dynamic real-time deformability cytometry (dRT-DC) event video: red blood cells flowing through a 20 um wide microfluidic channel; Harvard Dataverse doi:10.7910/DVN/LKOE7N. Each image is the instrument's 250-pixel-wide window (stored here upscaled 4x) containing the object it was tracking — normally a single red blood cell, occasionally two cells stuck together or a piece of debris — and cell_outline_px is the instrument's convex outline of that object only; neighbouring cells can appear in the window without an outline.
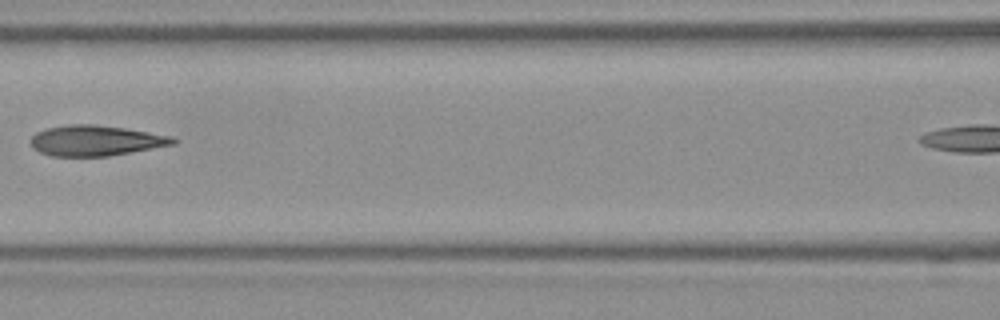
{"species": "Egyptian fruit bat (a non-hibernating species)", "species_latin": "Rousettus aegyptiacus", "temperature_condition": "room temperature", "stored_images_in_passage": 7, "segment_of_instrument_passage": [1, 2], "camera_frame_rate_fps": 3000, "um_per_image_px": 0.085, "frame": {"image": 1, "passage_image": 5, "time_ms": 1.333, "image_size_px": [1000, 320], "cell_outline_px": [[180, 140], [176, 144], [108, 156], [52, 156], [40, 152], [32, 148], [32, 136], [36, 132], [48, 128], [68, 124], [92, 124], [124, 128], [172, 136]], "centroid_in_image_um": [8.16, 11.95], "position_along_channel_um": 158.4, "area_um2": 25.2}}
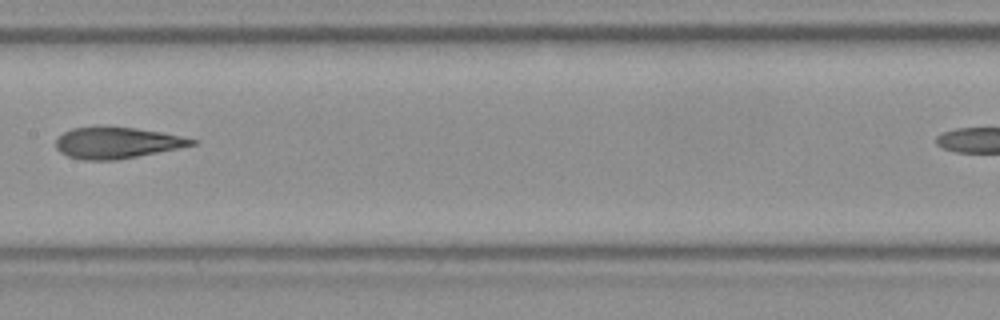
{"frame": {"image": 2, "passage_image": 6, "time_ms": 1.667, "image_size_px": [1000, 320], "cell_outline_px": [[200, 140], [196, 144], [116, 160], [80, 160], [68, 156], [60, 152], [56, 148], [56, 140], [64, 132], [72, 128], [136, 128], [160, 132]], "centroid_in_image_um": [9.92, 12.16], "position_along_channel_um": 197.5, "area_um2": 24.1}}